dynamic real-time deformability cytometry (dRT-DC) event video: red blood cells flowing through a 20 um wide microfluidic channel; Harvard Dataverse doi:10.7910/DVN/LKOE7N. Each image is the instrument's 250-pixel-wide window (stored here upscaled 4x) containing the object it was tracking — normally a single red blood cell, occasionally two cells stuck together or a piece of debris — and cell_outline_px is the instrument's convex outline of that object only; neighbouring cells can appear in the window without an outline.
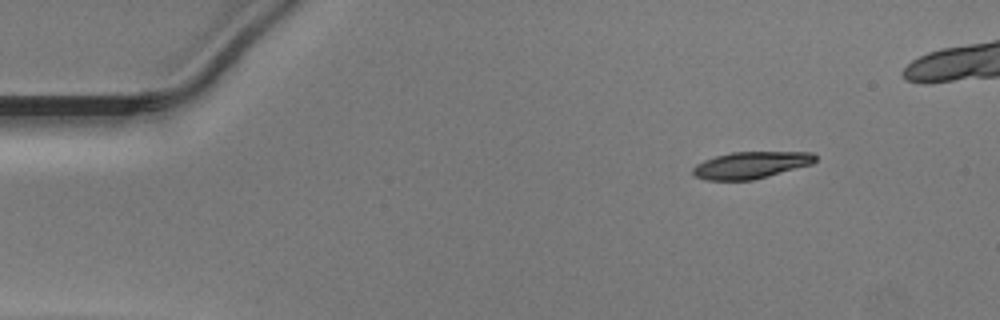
{"species": "Egyptian fruit bat (a non-hibernating species)", "species_latin": "Rousettus aegyptiacus", "temperature_condition": "warm", "stored_images_in_passage": 41, "camera_frame_rate_fps": 3000, "um_per_image_px": 0.085, "animal": {"sex": "male"}, "frame": {"image": 1, "passage_image": 1, "time_ms": 0.0, "image_size_px": [1000, 320], "cell_outline_px": [[816, 160], [812, 164], [768, 176], [752, 180], [708, 180], [696, 176], [692, 172], [692, 168], [696, 164], [704, 160], [716, 156], [732, 152], [812, 152], [816, 156]], "centroid_in_image_um": [63.83, 14.03], "position_along_channel_um": 21.2, "area_um2": 19.02}}
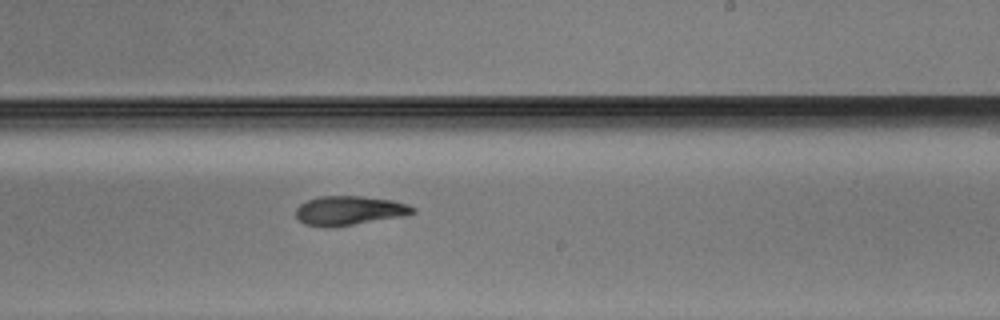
{"frame": {"image": 2, "passage_image": 25, "time_ms": 8.0, "image_size_px": [1000, 320], "cell_outline_px": [[416, 212], [400, 216], [352, 224], [304, 224], [296, 216], [296, 208], [300, 204], [308, 200], [320, 196], [360, 196], [392, 200], [408, 204], [416, 208]], "centroid_in_image_um": [29.73, 17.84], "position_along_channel_um": 259.3, "area_um2": 18.96}}
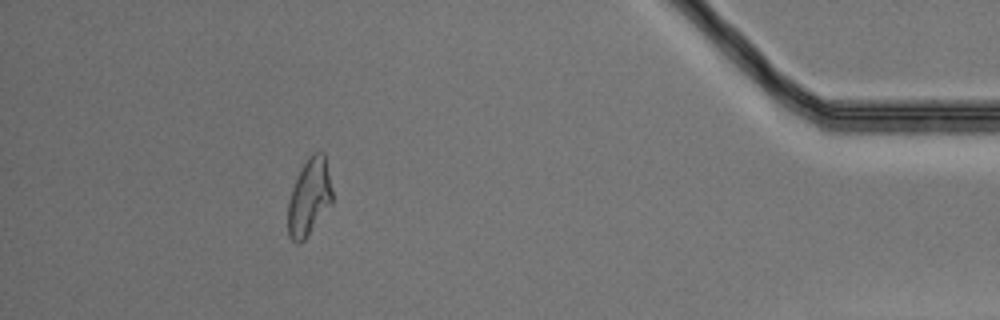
{"frame": {"image": 3, "passage_image": 40, "time_ms": 13.0, "image_size_px": [1000, 320], "cell_outline_px": [[332, 204], [304, 240], [300, 244], [296, 244], [288, 236], [288, 200], [292, 188], [300, 168], [308, 156], [312, 152], [324, 152], [332, 192]], "centroid_in_image_um": [26.27, 16.77], "position_along_channel_um": 408.9, "area_um2": 20.0}}